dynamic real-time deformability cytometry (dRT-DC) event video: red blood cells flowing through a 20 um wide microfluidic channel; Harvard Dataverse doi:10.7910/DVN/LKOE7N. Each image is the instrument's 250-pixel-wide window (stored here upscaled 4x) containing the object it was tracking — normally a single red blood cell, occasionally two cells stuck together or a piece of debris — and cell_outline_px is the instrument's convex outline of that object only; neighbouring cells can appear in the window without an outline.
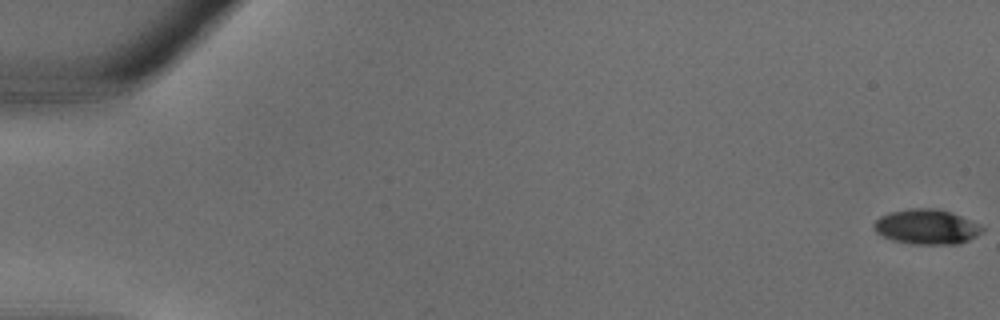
{"species": "common noctule bat (a hibernating species)", "species_latin": "Nyctalus noctula", "temperature_condition": "warm", "stored_images_in_passage": 10, "camera_frame_rate_fps": 3000, "um_per_image_px": 0.085, "animal": {"sex": "male", "body_mass_g": 18.8}, "frame": {"image": 1, "passage_image": 1, "time_ms": 0.0, "image_size_px": [1000, 320], "cell_outline_px": [[984, 232], [960, 244], [908, 244], [892, 240], [876, 232], [872, 228], [872, 224], [880, 216], [892, 212], [912, 208], [936, 208], [952, 212], [980, 224], [984, 228]], "centroid_in_image_um": [78.78, 19.28], "position_along_channel_um": 6.2, "area_um2": 22.25}}